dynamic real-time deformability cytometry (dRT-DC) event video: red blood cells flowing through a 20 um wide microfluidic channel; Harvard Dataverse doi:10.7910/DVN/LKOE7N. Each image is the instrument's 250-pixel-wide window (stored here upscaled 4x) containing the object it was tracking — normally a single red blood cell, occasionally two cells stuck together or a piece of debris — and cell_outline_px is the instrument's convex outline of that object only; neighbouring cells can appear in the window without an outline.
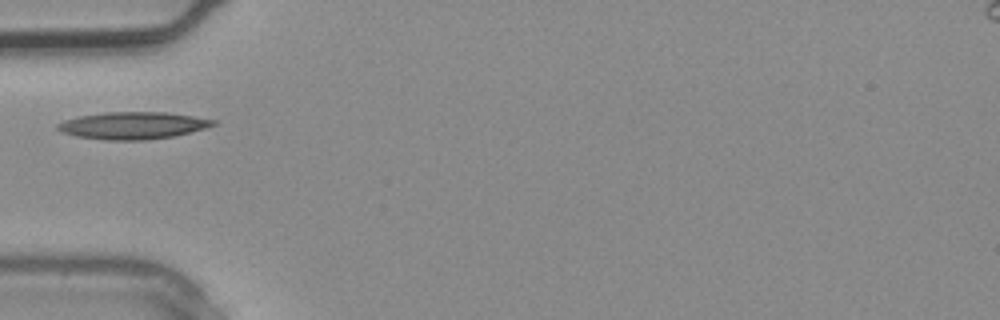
{"species": "common noctule bat (a hibernating species)", "species_latin": "Nyctalus noctula", "temperature_condition": "warm", "stored_images_in_passage": 4, "camera_frame_rate_fps": 3000, "um_per_image_px": 0.085, "animal": {"sex": "male", "body_mass_g": 20.4}, "frame": {"image": 1, "passage_image": 4, "time_ms": 1.0, "image_size_px": [1000, 320], "cell_outline_px": [[216, 124], [204, 128], [172, 136], [144, 140], [104, 140], [76, 136], [60, 132], [56, 128], [56, 124], [64, 120], [76, 116], [108, 112], [164, 112], [192, 116], [216, 120]], "centroid_in_image_um": [11.21, 10.66], "position_along_channel_um": 73.8, "area_um2": 24.51}}